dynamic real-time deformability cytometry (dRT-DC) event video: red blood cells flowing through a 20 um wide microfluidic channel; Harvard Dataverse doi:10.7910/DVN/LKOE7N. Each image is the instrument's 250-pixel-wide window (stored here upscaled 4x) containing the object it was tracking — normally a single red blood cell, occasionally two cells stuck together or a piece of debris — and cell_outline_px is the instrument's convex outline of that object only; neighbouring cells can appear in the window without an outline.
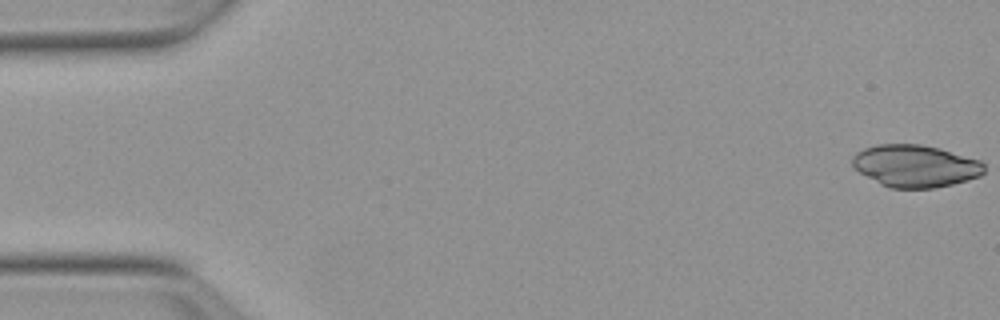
{"species": "Egyptian fruit bat (a non-hibernating species)", "species_latin": "Rousettus aegyptiacus", "temperature_condition": "warm", "stored_images_in_passage": 16, "camera_frame_rate_fps": 3000, "um_per_image_px": 0.085, "animal": {"sex": "female"}, "frame": {"image": 1, "passage_image": 1, "time_ms": 0.0, "image_size_px": [1000, 320], "cell_outline_px": [[984, 172], [980, 176], [968, 180], [936, 188], [892, 188], [880, 184], [860, 172], [852, 164], [852, 156], [856, 152], [864, 148], [876, 144], [920, 144], [940, 148], [980, 160], [984, 164]], "centroid_in_image_um": [77.81, 14.1], "position_along_channel_um": 7.2, "area_um2": 32.48}}